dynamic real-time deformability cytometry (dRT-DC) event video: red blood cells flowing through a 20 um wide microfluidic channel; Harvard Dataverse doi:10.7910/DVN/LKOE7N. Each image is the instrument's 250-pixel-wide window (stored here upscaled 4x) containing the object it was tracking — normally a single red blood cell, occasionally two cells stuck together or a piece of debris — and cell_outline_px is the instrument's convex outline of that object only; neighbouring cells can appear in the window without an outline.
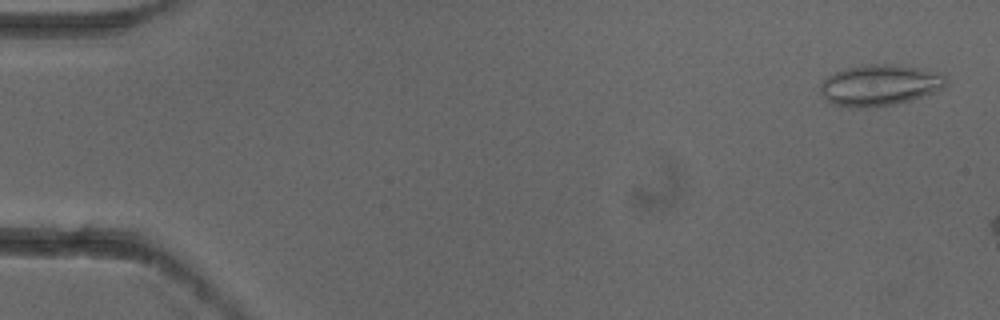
{"species": "common noctule bat (a hibernating species)", "species_latin": "Nyctalus noctula", "temperature_condition": "cold", "stored_images_in_passage": 3, "camera_frame_rate_fps": 3000, "um_per_image_px": 0.085, "animal": {"sex": "female"}, "frame": {"image": 1, "passage_image": 1, "time_ms": 0.0, "image_size_px": [1000, 320], "cell_outline_px": [[948, 84], [932, 92], [912, 100], [896, 104], [872, 108], [848, 108], [832, 104], [820, 92], [820, 84], [828, 76], [836, 72], [860, 64], [892, 64], [920, 68], [940, 72], [948, 80]], "centroid_in_image_um": [74.77, 7.25], "position_along_channel_um": 10.2, "area_um2": 30.35}}